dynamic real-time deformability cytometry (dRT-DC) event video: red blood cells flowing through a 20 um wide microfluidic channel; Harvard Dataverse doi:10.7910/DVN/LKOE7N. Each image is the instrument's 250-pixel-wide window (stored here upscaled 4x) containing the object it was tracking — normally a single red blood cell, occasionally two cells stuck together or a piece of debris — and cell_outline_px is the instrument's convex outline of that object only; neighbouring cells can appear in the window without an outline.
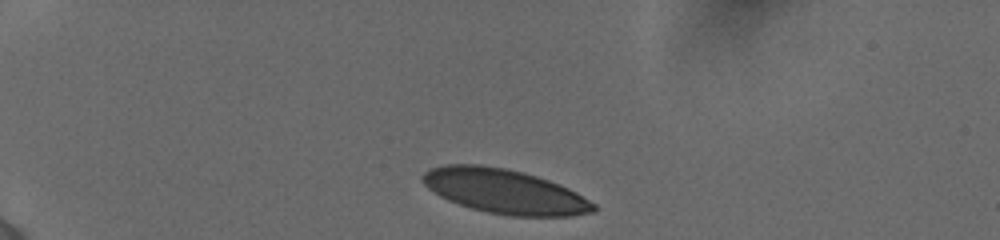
{"species": "human", "species_latin": "Homo sapiens", "temperature_condition": "cold", "stored_images_in_passage": 5, "camera_frame_rate_fps": 3000, "um_per_image_px": 0.085, "donor": {"sex": "female"}, "frame": {"image": 1, "passage_image": 1, "time_ms": 0.0, "image_size_px": [1000, 240], "cell_outline_px": [[596, 212], [572, 216], [508, 216], [488, 212], [472, 208], [448, 200], [440, 196], [428, 188], [424, 184], [420, 176], [424, 172], [432, 168], [448, 164], [480, 164], [504, 168], [524, 172], [560, 184], [576, 192], [596, 204]], "centroid_in_image_um": [42.91, 16.27], "position_along_channel_um": 42.1, "area_um2": 44.27}}
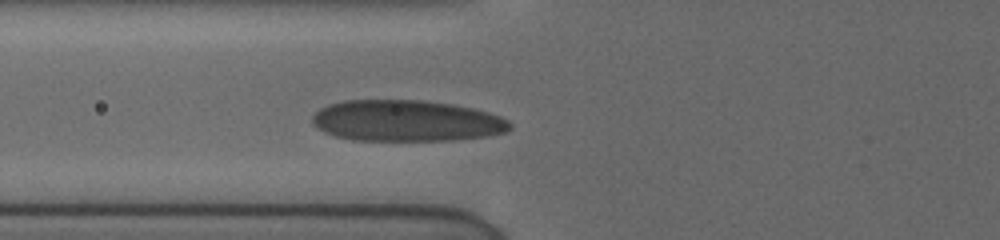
{"frame": {"image": 2, "passage_image": 5, "time_ms": 3.0, "image_size_px": [1000, 240], "cell_outline_px": [[512, 128], [508, 132], [488, 136], [452, 140], [352, 140], [336, 136], [324, 132], [316, 128], [312, 124], [312, 116], [320, 108], [328, 104], [344, 100], [420, 100], [452, 104], [472, 108], [488, 112], [500, 116], [508, 120], [512, 124]], "centroid_in_image_um": [34.55, 10.27], "position_along_channel_um": 91.3, "area_um2": 47.74}}